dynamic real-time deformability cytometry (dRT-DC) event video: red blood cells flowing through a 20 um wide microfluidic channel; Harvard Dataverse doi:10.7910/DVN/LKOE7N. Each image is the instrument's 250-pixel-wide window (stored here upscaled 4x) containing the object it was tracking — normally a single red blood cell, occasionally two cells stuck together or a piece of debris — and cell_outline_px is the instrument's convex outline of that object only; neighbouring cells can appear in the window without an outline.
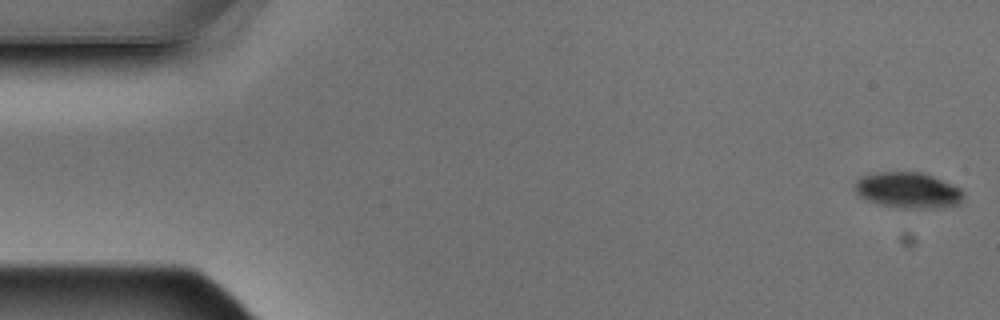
{"species": "Egyptian fruit bat (a non-hibernating species)", "species_latin": "Rousettus aegyptiacus", "temperature_condition": "warm", "stored_images_in_passage": 5, "camera_frame_rate_fps": 3000, "um_per_image_px": 0.085, "animal": {"sex": "male"}, "frame": {"image": 1, "passage_image": 1, "time_ms": 0.0, "image_size_px": [1000, 320], "cell_outline_px": [[964, 200], [960, 204], [936, 208], [896, 208], [880, 204], [868, 200], [860, 196], [852, 188], [852, 184], [860, 176], [872, 172], [924, 172], [960, 188], [964, 192]], "centroid_in_image_um": [77.16, 16.16], "position_along_channel_um": 7.8, "area_um2": 23.12}}
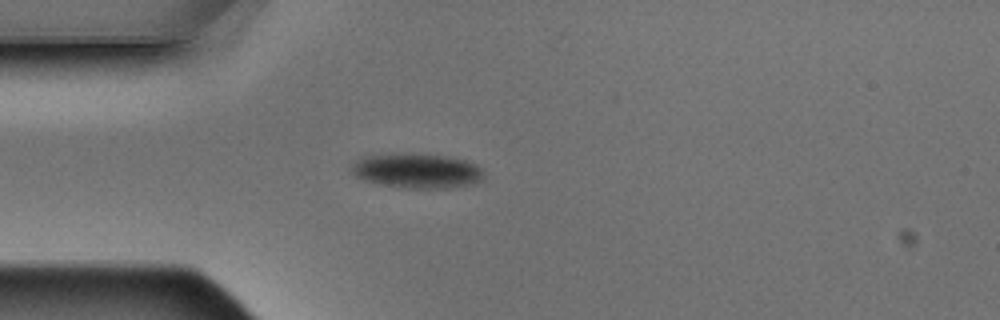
{"frame": {"image": 2, "passage_image": 5, "time_ms": 1.333, "image_size_px": [1000, 320], "cell_outline_px": [[480, 176], [476, 180], [468, 184], [444, 188], [408, 188], [380, 184], [364, 180], [356, 176], [348, 168], [356, 160], [364, 156], [392, 152], [396, 152], [448, 156], [464, 160], [476, 164], [480, 168]], "centroid_in_image_um": [35.3, 14.48], "position_along_channel_um": 49.7, "area_um2": 26.59}}